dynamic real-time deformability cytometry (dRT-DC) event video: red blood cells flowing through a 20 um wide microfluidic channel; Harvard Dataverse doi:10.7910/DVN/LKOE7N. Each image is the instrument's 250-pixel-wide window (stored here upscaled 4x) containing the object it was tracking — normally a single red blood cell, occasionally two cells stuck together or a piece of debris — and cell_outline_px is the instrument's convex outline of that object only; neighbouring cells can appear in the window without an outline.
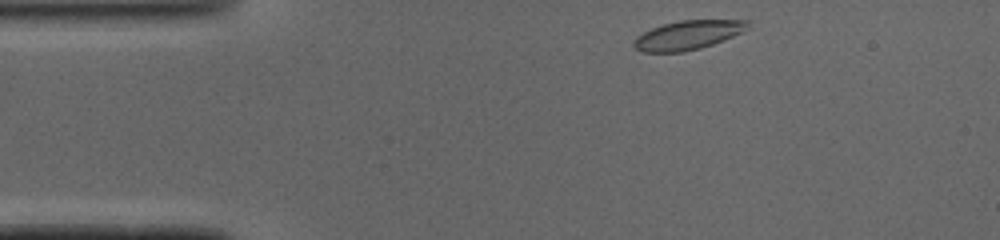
{"species": "common noctule bat (a hibernating species)", "species_latin": "Nyctalus noctula", "temperature_condition": "cold", "stored_images_in_passage": 42, "camera_frame_rate_fps": 3000, "um_per_image_px": 0.085, "animal": {"sex": "male", "body_mass_g": 19.0, "forearm_length_mm": 50.8}, "frame": {"image": 1, "passage_image": 1, "time_ms": 0.0, "image_size_px": [1000, 240], "cell_outline_px": [[752, 20], [748, 28], [744, 32], [712, 44], [700, 48], [684, 52], [644, 52], [636, 48], [632, 44], [632, 40], [636, 36], [652, 28], [664, 24], [680, 20]], "centroid_in_image_um": [58.49, 2.98], "position_along_channel_um": 26.5, "area_um2": 19.36}}
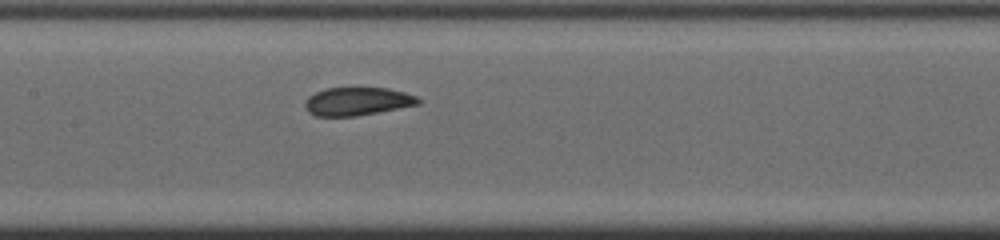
{"frame": {"image": 2, "passage_image": 16, "time_ms": 5.0, "image_size_px": [1000, 240], "cell_outline_px": [[420, 104], [356, 116], [316, 116], [308, 112], [304, 104], [308, 96], [324, 88], [388, 88], [404, 92], [416, 96], [420, 100]], "centroid_in_image_um": [30.35, 8.61], "position_along_channel_um": 177.0, "area_um2": 18.5}}
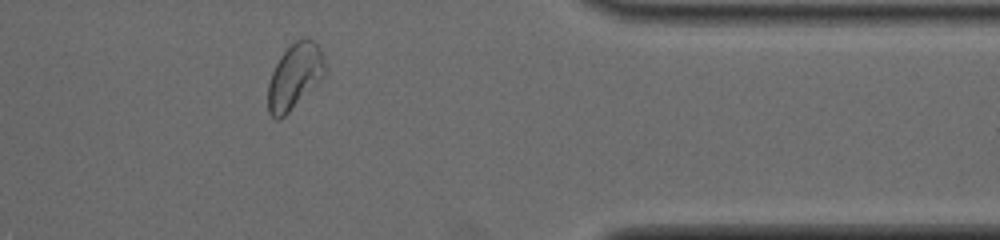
{"frame": {"image": 3, "passage_image": 33, "time_ms": 10.667, "image_size_px": [1000, 240], "cell_outline_px": [[324, 76], [280, 120], [276, 120], [268, 112], [268, 84], [272, 72], [280, 56], [296, 40], [304, 36], [308, 36], [320, 48], [324, 64]], "centroid_in_image_um": [25.02, 6.48], "position_along_channel_um": 386.4, "area_um2": 21.33}, "authors_computed_cell_mechanics": {"area_um2": 19.5942, "velocity_mm_per_s": 4.063, "shape_relaxation_time_tau1_ms": 7.0179, "shape_relaxation_time_tau2_ms": 1.0904, "deformation_change_tau1": 0.165, "deformation_change_tau2": 0.0536}}